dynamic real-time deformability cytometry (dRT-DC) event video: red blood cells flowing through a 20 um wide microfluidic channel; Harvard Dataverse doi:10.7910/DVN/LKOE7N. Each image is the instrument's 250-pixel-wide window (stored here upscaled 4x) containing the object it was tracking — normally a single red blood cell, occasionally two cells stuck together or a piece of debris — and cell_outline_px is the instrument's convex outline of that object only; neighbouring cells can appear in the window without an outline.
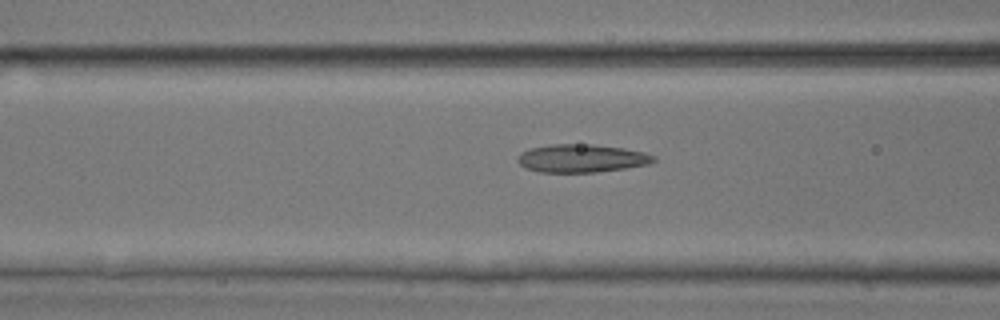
{"species": "common noctule bat (a hibernating species)", "species_latin": "Nyctalus noctula", "temperature_condition": "room temperature", "stored_images_in_passage": 7, "camera_frame_rate_fps": 3000, "um_per_image_px": 0.085, "animal": {"sex": "male", "body_mass_g": 17.9, "forearm_length_mm": 54.2}, "frame": {"image": 1, "passage_image": 5, "time_ms": 1.333, "image_size_px": [1000, 320], "cell_outline_px": [[656, 160], [648, 164], [624, 168], [596, 172], [540, 172], [524, 168], [516, 160], [520, 152], [528, 148], [552, 144], [592, 144], [624, 148], [644, 152], [656, 156]], "centroid_in_image_um": [49.4, 13.45], "position_along_channel_um": 117.2, "area_um2": 22.37}}